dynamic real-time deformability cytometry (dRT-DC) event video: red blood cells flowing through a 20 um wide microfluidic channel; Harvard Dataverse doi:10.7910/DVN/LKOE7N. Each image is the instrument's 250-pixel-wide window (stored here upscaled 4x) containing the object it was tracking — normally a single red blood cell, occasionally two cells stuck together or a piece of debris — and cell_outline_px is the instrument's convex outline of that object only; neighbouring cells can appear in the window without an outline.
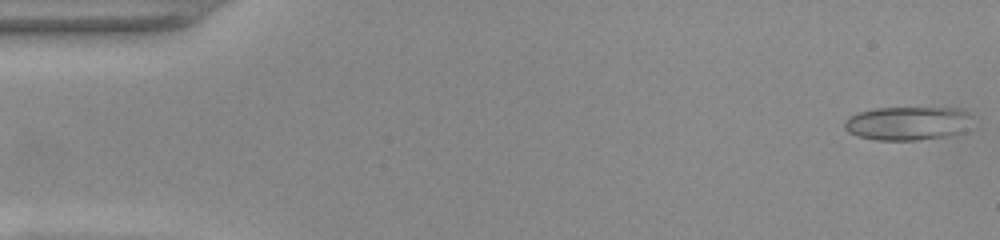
{"species": "common noctule bat (a hibernating species)", "species_latin": "Nyctalus noctula", "temperature_condition": "warm", "stored_images_in_passage": 51, "camera_frame_rate_fps": 3000, "um_per_image_px": 0.085, "animal": {"sex": "female", "body_mass_g": 22.0, "forearm_length_mm": 56.7}, "frame": {"image": 1, "passage_image": 1, "time_ms": 0.0, "image_size_px": [1000, 240], "cell_outline_px": [[968, 112], [960, 132], [944, 136], [920, 140], [876, 140], [856, 136], [848, 132], [844, 128], [844, 120], [848, 116], [856, 112], [876, 108], [960, 108]], "centroid_in_image_um": [76.96, 10.48], "position_along_channel_um": 8.0, "area_um2": 24.62}}
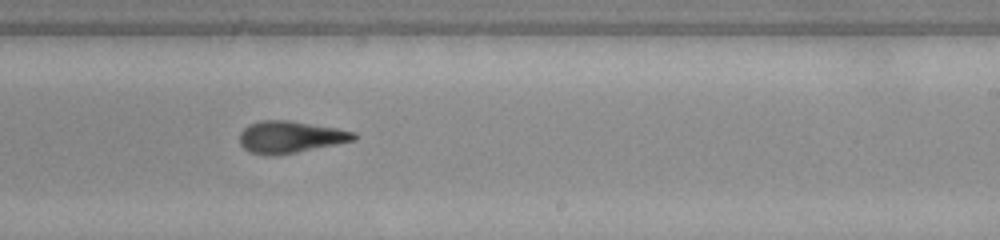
{"frame": {"image": 2, "passage_image": 31, "time_ms": 10.0, "image_size_px": [1000, 240], "cell_outline_px": [[356, 140], [276, 156], [248, 152], [240, 144], [240, 132], [248, 124], [260, 120], [288, 120], [336, 128], [356, 132]], "centroid_in_image_um": [24.65, 11.64], "position_along_channel_um": 264.4, "area_um2": 21.21}}
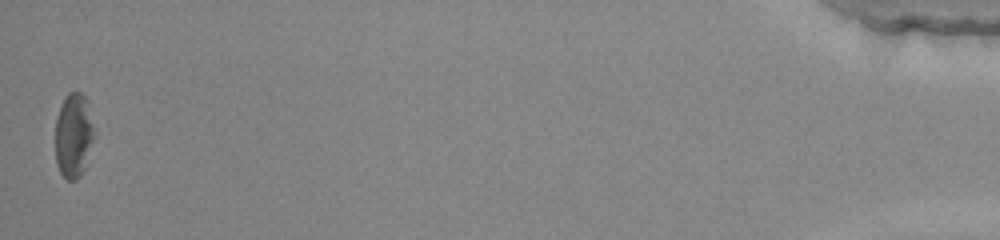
{"frame": {"image": 3, "passage_image": 51, "time_ms": 16.667, "image_size_px": [1000, 240], "cell_outline_px": [[92, 140], [84, 168], [80, 176], [76, 180], [68, 180], [60, 172], [56, 164], [56, 116], [64, 96], [68, 92], [80, 92], [84, 96], [92, 124]], "centroid_in_image_um": [6.2, 11.51], "position_along_channel_um": 429.0, "area_um2": 18.55}, "authors_computed_cell_mechanics": {"area_um2": 21.4438, "velocity_mm_per_s": 3.9298, "shape_relaxation_time_tau1_ms": 4.9793, "shape_relaxation_time_tau2_ms": 3.377, "deformation_change_tau1": 0.2038, "deformation_change_tau2": 0.1415}}